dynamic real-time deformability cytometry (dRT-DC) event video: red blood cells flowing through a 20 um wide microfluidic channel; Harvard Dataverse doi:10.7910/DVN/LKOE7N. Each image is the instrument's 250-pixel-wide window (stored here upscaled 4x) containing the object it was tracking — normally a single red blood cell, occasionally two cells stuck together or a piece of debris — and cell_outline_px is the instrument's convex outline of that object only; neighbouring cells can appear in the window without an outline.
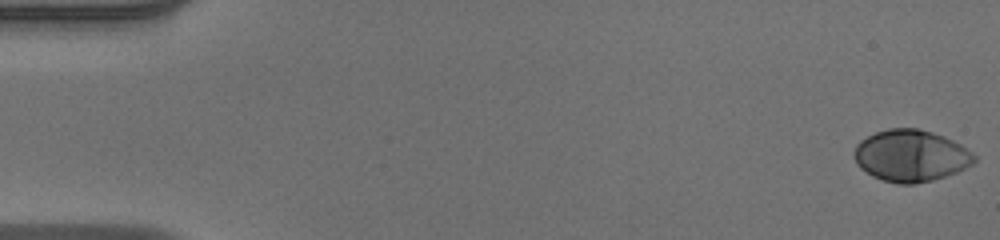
{"species": "human", "species_latin": "Homo sapiens", "temperature_condition": "warm", "stored_images_in_passage": 52, "camera_frame_rate_fps": 3000, "um_per_image_px": 0.085, "donor": {"sex": "male"}, "frame": {"image": 1, "passage_image": 1, "time_ms": 0.0, "image_size_px": [1000, 240], "cell_outline_px": [[976, 160], [972, 164], [956, 172], [932, 180], [916, 184], [900, 184], [884, 180], [872, 176], [860, 168], [856, 164], [852, 156], [852, 152], [856, 144], [860, 140], [876, 132], [888, 128], [916, 128], [932, 132], [944, 136], [960, 144], [972, 152], [976, 156]], "centroid_in_image_um": [77.38, 13.23], "position_along_channel_um": 7.6, "area_um2": 36.36}}
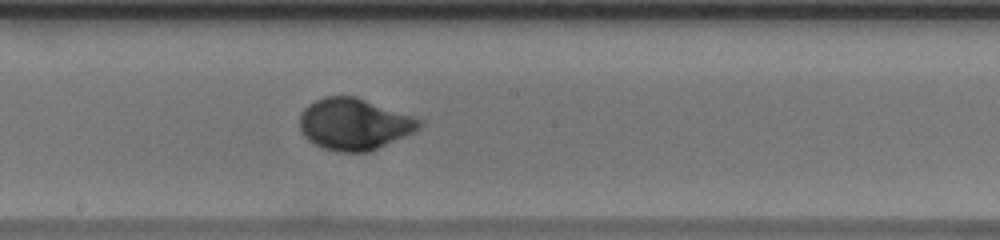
{"frame": {"image": 2, "passage_image": 29, "time_ms": 9.333, "image_size_px": [1000, 240], "cell_outline_px": [[424, 124], [420, 128], [404, 136], [368, 152], [336, 152], [324, 148], [308, 140], [304, 136], [300, 128], [300, 112], [308, 104], [324, 96], [356, 96], [424, 120]], "centroid_in_image_um": [30.09, 10.54], "position_along_channel_um": 218.1, "area_um2": 35.89}}
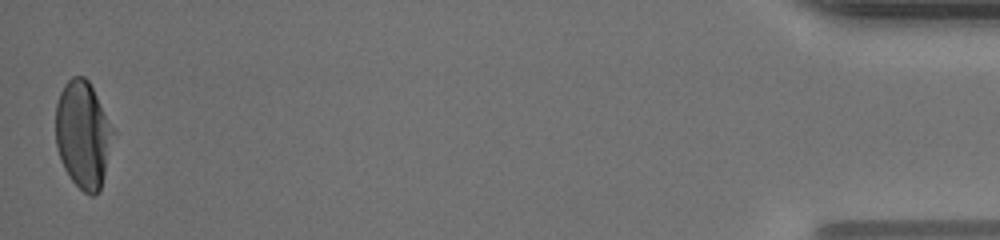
{"frame": {"image": 3, "passage_image": 52, "time_ms": 17.0, "image_size_px": [1000, 240], "cell_outline_px": [[116, 132], [100, 188], [92, 196], [88, 196], [72, 180], [64, 168], [60, 160], [56, 144], [56, 104], [60, 92], [64, 84], [72, 76], [84, 76], [88, 80]], "centroid_in_image_um": [7.06, 11.42], "position_along_channel_um": 428.1, "area_um2": 35.89}, "authors_computed_cell_mechanics": {"area_um2": 35.0846, "velocity_mm_per_s": 3.9354, "shape_relaxation_time_tau1_ms": 3.5848, "shape_relaxation_time_tau2_ms": null, "deformation_change_tau1": 0.2031, "deformation_change_tau2": null}}